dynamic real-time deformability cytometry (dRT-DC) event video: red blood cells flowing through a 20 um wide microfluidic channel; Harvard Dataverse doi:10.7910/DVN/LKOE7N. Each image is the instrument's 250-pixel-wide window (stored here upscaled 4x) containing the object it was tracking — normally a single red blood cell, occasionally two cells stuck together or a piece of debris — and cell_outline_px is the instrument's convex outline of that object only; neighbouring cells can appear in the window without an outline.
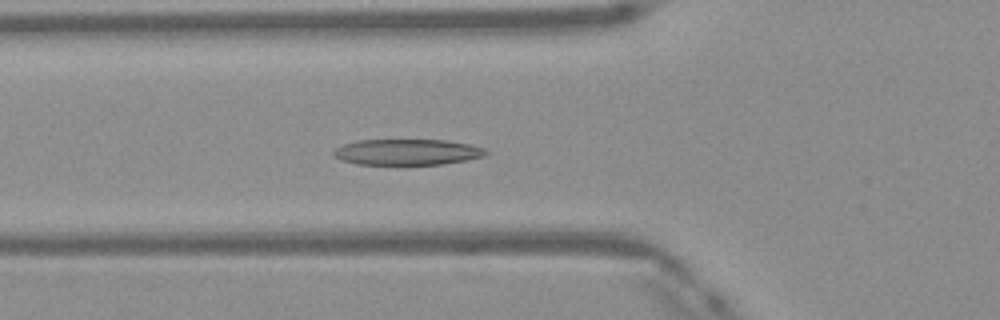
{"species": "Egyptian fruit bat (a non-hibernating species)", "species_latin": "Rousettus aegyptiacus", "temperature_condition": "warm", "stored_images_in_passage": 33, "camera_frame_rate_fps": 3000, "um_per_image_px": 0.085, "frame": {"image": 1, "passage_image": 2, "time_ms": 0.333, "image_size_px": [1000, 320], "cell_outline_px": [[488, 152], [484, 156], [444, 164], [356, 164], [340, 160], [332, 156], [332, 152], [336, 148], [344, 144], [356, 140], [444, 140], [472, 144], [484, 148]], "centroid_in_image_um": [34.58, 12.92], "position_along_channel_um": 91.2, "area_um2": 23.0}}
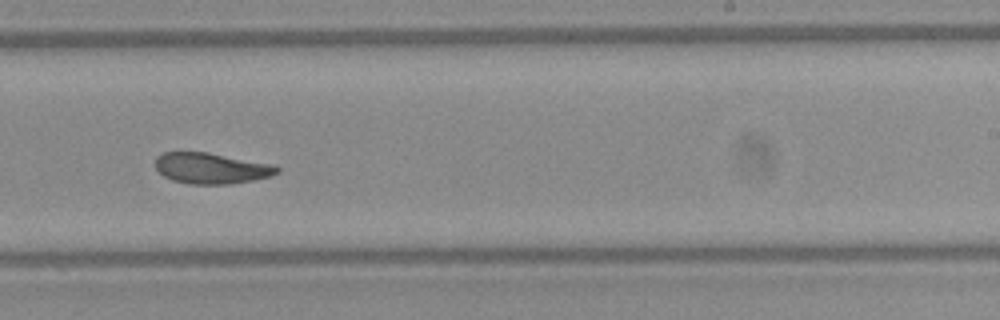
{"frame": {"image": 2, "passage_image": 15, "time_ms": 4.667, "image_size_px": [1000, 320], "cell_outline_px": [[280, 172], [268, 176], [252, 180], [228, 184], [188, 184], [172, 180], [164, 176], [156, 168], [156, 156], [164, 152], [208, 152], [276, 164], [280, 168]], "centroid_in_image_um": [17.98, 14.29], "position_along_channel_um": 271.0, "area_um2": 22.02}}
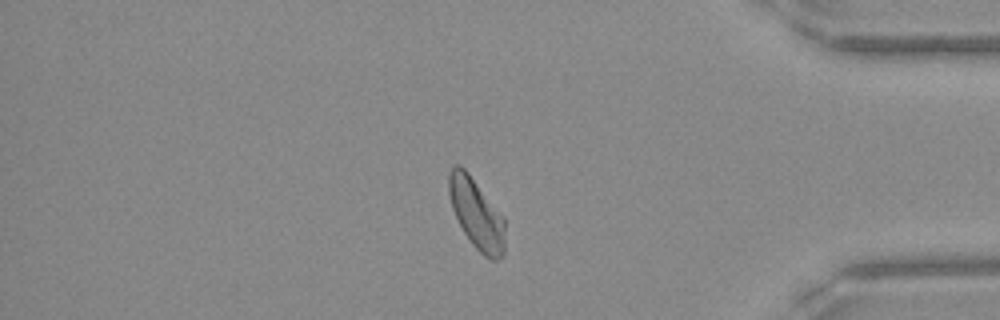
{"frame": {"image": 3, "passage_image": 26, "time_ms": 8.333, "image_size_px": [1000, 320], "cell_outline_px": [[504, 256], [500, 260], [492, 260], [484, 256], [472, 244], [464, 232], [452, 208], [448, 192], [448, 172], [456, 164], [460, 164], [468, 172], [504, 216]], "centroid_in_image_um": [40.51, 18.17], "position_along_channel_um": 394.7, "area_um2": 23.06}}